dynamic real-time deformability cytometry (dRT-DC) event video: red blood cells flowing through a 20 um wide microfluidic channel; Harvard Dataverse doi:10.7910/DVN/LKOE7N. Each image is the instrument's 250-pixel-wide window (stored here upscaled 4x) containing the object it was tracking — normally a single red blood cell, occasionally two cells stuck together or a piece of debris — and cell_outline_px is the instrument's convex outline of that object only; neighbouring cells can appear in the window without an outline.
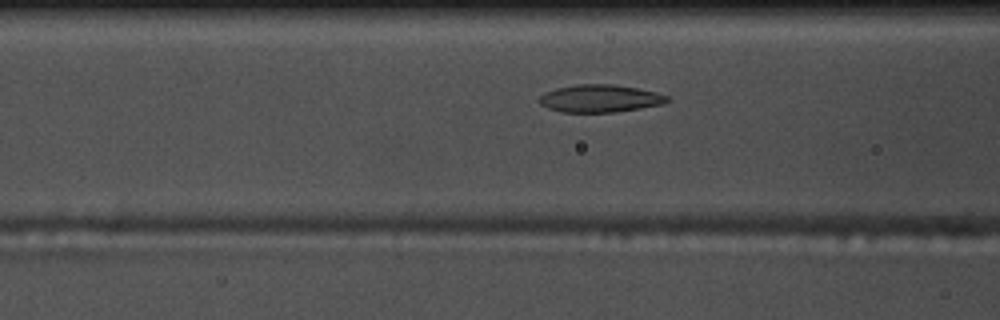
{"species": "common noctule bat (a hibernating species)", "species_latin": "Nyctalus noctula", "temperature_condition": "warm", "stored_images_in_passage": 50, "camera_frame_rate_fps": 3000, "um_per_image_px": 0.085, "animal": {"sex": "male", "body_mass_g": 17.5, "forearm_length_mm": 52.3}, "frame": {"image": 1, "passage_image": 16, "time_ms": 5.0, "image_size_px": [1000, 320], "cell_outline_px": [[672, 100], [664, 104], [640, 108], [612, 112], [560, 112], [548, 108], [540, 104], [540, 96], [544, 92], [556, 88], [576, 84], [612, 84], [636, 88], [656, 92], [668, 96]], "centroid_in_image_um": [51.01, 8.37], "position_along_channel_um": 115.6, "area_um2": 20.58}}
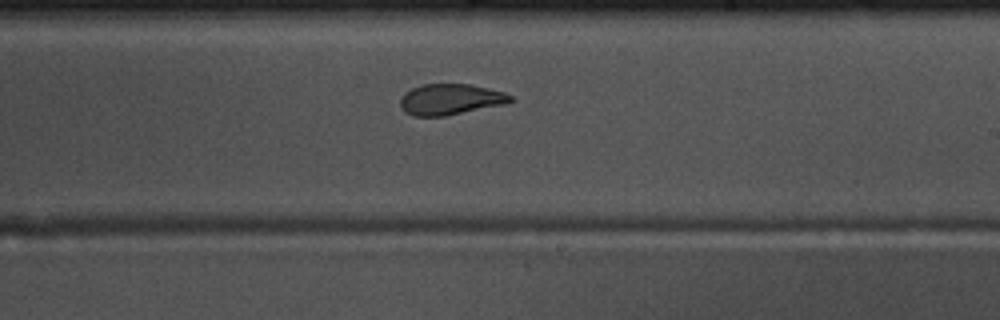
{"frame": {"image": 2, "passage_image": 27, "time_ms": 8.667, "image_size_px": [1000, 320], "cell_outline_px": [[516, 100], [504, 104], [444, 116], [412, 116], [404, 112], [400, 108], [400, 100], [404, 92], [412, 88], [424, 84], [468, 84], [488, 88], [504, 92], [512, 96]], "centroid_in_image_um": [38.26, 8.45], "position_along_channel_um": 250.7, "area_um2": 19.88}}
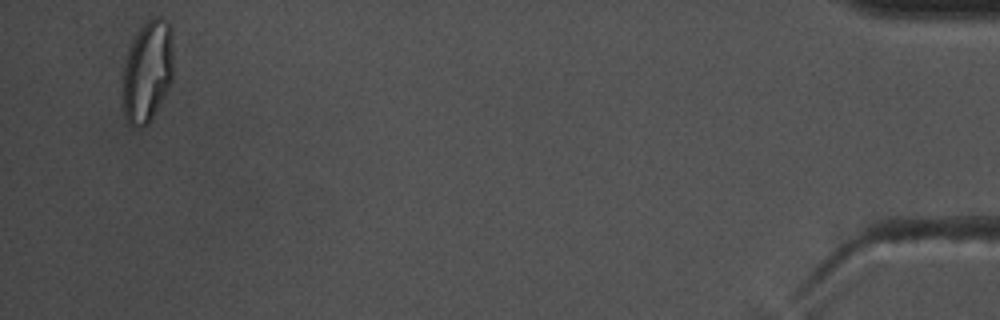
{"frame": {"image": 3, "passage_image": 48, "time_ms": 15.667, "image_size_px": [1000, 320], "cell_outline_px": [[172, 80], [152, 120], [144, 128], [132, 128], [128, 124], [124, 116], [124, 68], [128, 52], [132, 40], [136, 32], [148, 20], [156, 16], [160, 16], [168, 20], [172, 52]], "centroid_in_image_um": [12.53, 6.12], "position_along_channel_um": 422.7, "area_um2": 29.88}, "authors_computed_cell_mechanics": {"area_um2": 21.1548, "velocity_mm_per_s": 3.694, "shape_relaxation_time_tau1_ms": 6.1887, "shape_relaxation_time_tau2_ms": 1.3181, "deformation_change_tau1": 0.1993, "deformation_change_tau2": 0.0725}}